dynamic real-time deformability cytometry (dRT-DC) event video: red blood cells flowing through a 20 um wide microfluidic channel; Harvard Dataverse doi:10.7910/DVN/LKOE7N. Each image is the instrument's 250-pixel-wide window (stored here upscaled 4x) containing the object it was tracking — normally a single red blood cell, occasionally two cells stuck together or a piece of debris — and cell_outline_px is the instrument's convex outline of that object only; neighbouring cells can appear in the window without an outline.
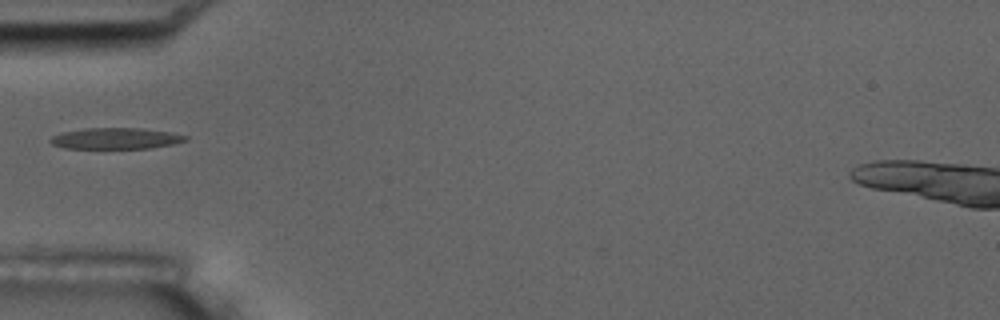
{"species": "common noctule bat (a hibernating species)", "species_latin": "Nyctalus noctula", "temperature_condition": "room temperature", "stored_images_in_passage": 4, "camera_frame_rate_fps": 3000, "um_per_image_px": 0.085, "animal": {"sex": "male", "body_mass_g": 17.5, "forearm_length_mm": 52.3}, "frame": {"image": 1, "passage_image": 1, "time_ms": 0.0, "image_size_px": [1000, 320], "cell_outline_px": [[188, 140], [172, 144], [148, 148], [64, 148], [52, 144], [48, 140], [52, 136], [60, 132], [84, 128], [140, 128], [168, 132], [188, 136]], "centroid_in_image_um": [9.79, 11.76], "position_along_channel_um": 75.2, "area_um2": 16.59}}
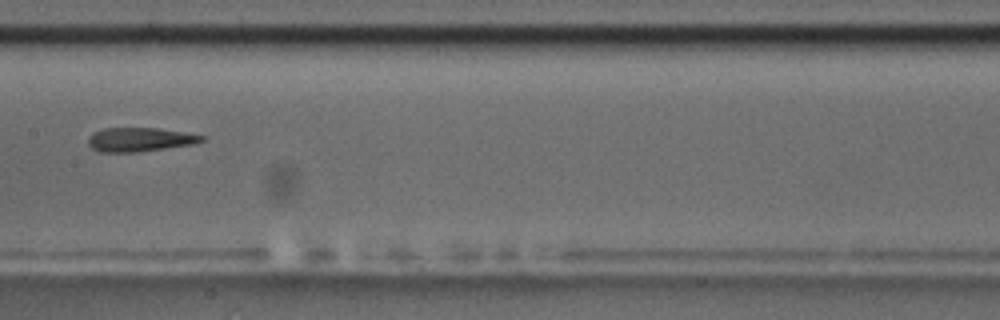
{"frame": {"image": 2, "passage_image": 4, "time_ms": 3.333, "image_size_px": [1000, 320], "cell_outline_px": [[208, 136], [204, 140], [196, 144], [136, 152], [100, 152], [92, 148], [88, 144], [88, 136], [92, 132], [104, 128], [156, 128], [184, 132]], "centroid_in_image_um": [11.9, 11.86], "position_along_channel_um": 195.5, "area_um2": 16.01}}